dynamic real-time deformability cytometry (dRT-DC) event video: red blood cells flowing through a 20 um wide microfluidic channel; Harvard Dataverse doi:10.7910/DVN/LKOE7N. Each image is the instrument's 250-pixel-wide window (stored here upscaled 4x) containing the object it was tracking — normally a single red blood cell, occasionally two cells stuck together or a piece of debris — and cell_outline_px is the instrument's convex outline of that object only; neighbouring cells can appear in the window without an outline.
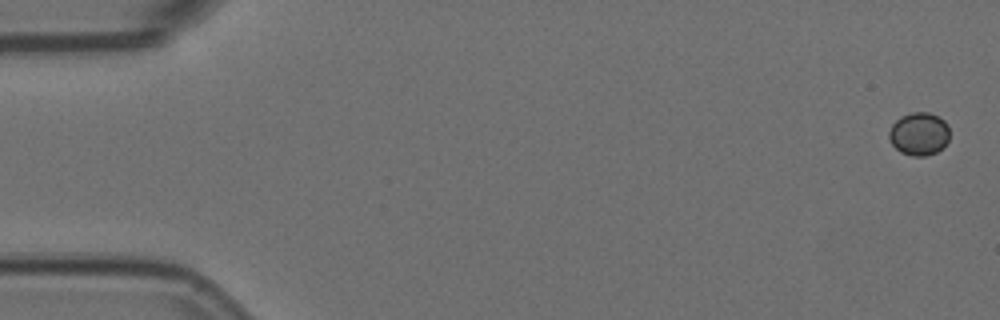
{"species": "Egyptian fruit bat (a non-hibernating species)", "species_latin": "Rousettus aegyptiacus", "temperature_condition": "room temperature", "stored_images_in_passage": 5, "camera_frame_rate_fps": 3000, "um_per_image_px": 0.085, "animal": {"sex": "female"}, "frame": {"image": 1, "passage_image": 1, "time_ms": 0.0, "image_size_px": [1000, 320], "cell_outline_px": [[948, 140], [936, 152], [924, 156], [912, 156], [900, 152], [892, 144], [888, 136], [888, 132], [892, 124], [900, 116], [912, 112], [928, 112], [944, 120], [948, 124]], "centroid_in_image_um": [78.09, 11.37], "position_along_channel_um": 6.9, "area_um2": 15.09}}
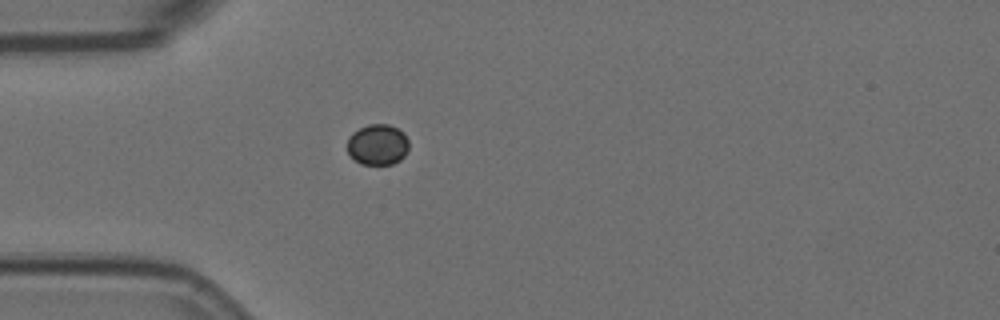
{"frame": {"image": 2, "passage_image": 5, "time_ms": 1.333, "image_size_px": [1000, 320], "cell_outline_px": [[408, 148], [404, 156], [400, 160], [392, 164], [360, 164], [348, 152], [348, 136], [352, 132], [368, 124], [388, 124], [396, 128], [408, 140]], "centroid_in_image_um": [32.08, 12.29], "position_along_channel_um": 52.9, "area_um2": 14.45}}